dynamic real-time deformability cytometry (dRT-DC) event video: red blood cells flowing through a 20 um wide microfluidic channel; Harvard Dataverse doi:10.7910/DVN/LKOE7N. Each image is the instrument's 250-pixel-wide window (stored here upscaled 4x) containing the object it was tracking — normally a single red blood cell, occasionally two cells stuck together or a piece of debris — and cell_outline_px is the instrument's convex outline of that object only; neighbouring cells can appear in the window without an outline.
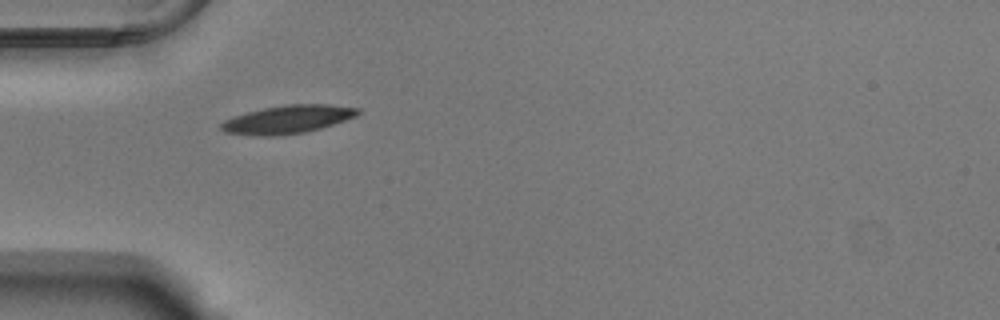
{"species": "Egyptian fruit bat (a non-hibernating species)", "species_latin": "Rousettus aegyptiacus", "temperature_condition": "warm", "stored_images_in_passage": 38, "camera_frame_rate_fps": 3000, "um_per_image_px": 0.085, "animal": {"sex": "male"}, "frame": {"image": 1, "passage_image": 1, "time_ms": 0.0, "image_size_px": [1000, 320], "cell_outline_px": [[360, 112], [356, 116], [320, 128], [304, 132], [272, 136], [260, 136], [224, 132], [220, 128], [220, 124], [224, 120], [232, 116], [264, 108], [284, 104], [328, 104], [360, 108]], "centroid_in_image_um": [24.43, 10.14], "position_along_channel_um": 60.6, "area_um2": 22.31}}
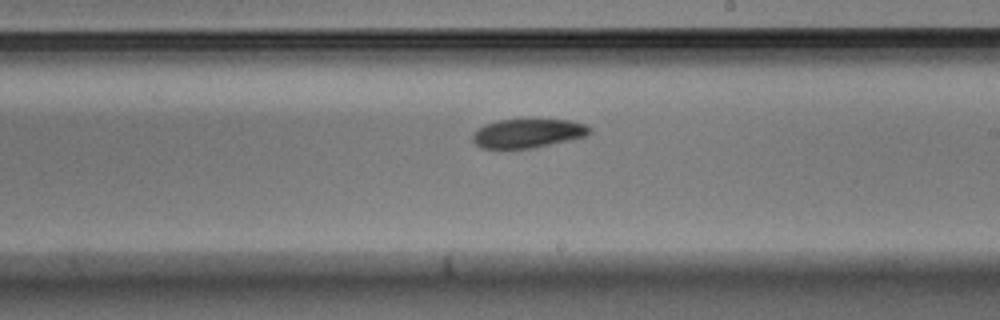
{"frame": {"image": 2, "passage_image": 16, "time_ms": 5.0, "image_size_px": [1000, 320], "cell_outline_px": [[592, 132], [588, 136], [572, 140], [532, 148], [480, 148], [472, 140], [472, 136], [480, 128], [488, 124], [500, 120], [572, 120], [584, 124], [592, 128]], "centroid_in_image_um": [44.95, 11.34], "position_along_channel_um": 244.0, "area_um2": 19.59}}
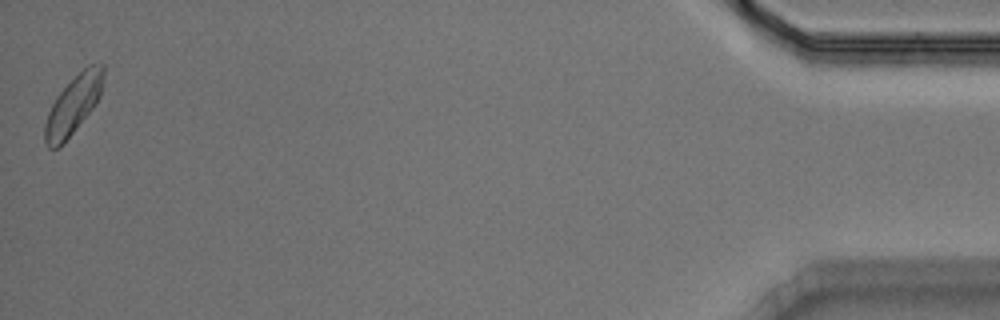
{"frame": {"image": 3, "passage_image": 38, "time_ms": 12.333, "image_size_px": [1000, 320], "cell_outline_px": [[104, 80], [100, 96], [96, 104], [72, 132], [56, 148], [48, 148], [44, 140], [44, 124], [48, 112], [56, 96], [88, 64], [104, 64]], "centroid_in_image_um": [6.24, 8.88], "position_along_channel_um": 429.0, "area_um2": 19.48}, "authors_computed_cell_mechanics": {"area_um2": 20.0855, "velocity_mm_per_s": 3.7358, "shape_relaxation_time_tau1_ms": 1.5843, "shape_relaxation_time_tau2_ms": null, "deformation_change_tau1": 0.0975, "deformation_change_tau2": null}}